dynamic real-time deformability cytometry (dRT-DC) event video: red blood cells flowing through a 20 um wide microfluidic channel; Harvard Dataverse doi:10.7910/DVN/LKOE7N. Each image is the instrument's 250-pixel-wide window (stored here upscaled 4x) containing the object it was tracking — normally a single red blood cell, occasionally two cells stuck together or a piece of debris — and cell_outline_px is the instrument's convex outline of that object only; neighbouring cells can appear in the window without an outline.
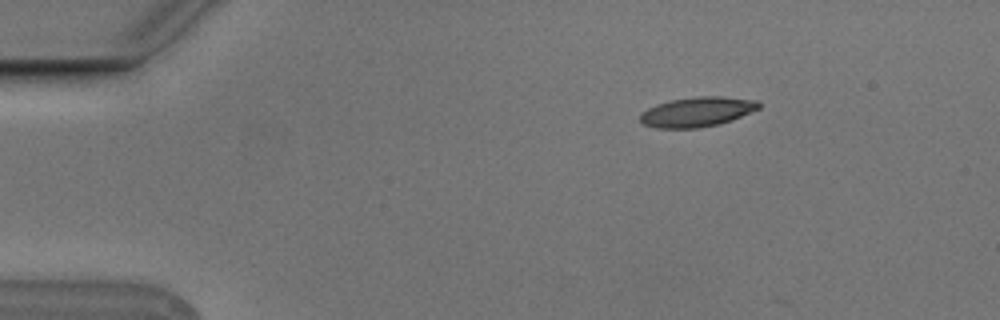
{"species": "Egyptian fruit bat (a non-hibernating species)", "species_latin": "Rousettus aegyptiacus", "temperature_condition": "cold", "stored_images_in_passage": 4, "camera_frame_rate_fps": 3000, "um_per_image_px": 0.085, "animal": {"sex": "male"}, "frame": {"image": 1, "passage_image": 2, "time_ms": 0.333, "image_size_px": [1000, 320], "cell_outline_px": [[760, 108], [732, 120], [716, 124], [696, 128], [656, 128], [644, 124], [640, 120], [640, 112], [656, 104], [672, 100], [696, 96], [724, 96], [756, 100], [760, 104]], "centroid_in_image_um": [59.24, 9.5], "position_along_channel_um": 25.8, "area_um2": 20.52}}